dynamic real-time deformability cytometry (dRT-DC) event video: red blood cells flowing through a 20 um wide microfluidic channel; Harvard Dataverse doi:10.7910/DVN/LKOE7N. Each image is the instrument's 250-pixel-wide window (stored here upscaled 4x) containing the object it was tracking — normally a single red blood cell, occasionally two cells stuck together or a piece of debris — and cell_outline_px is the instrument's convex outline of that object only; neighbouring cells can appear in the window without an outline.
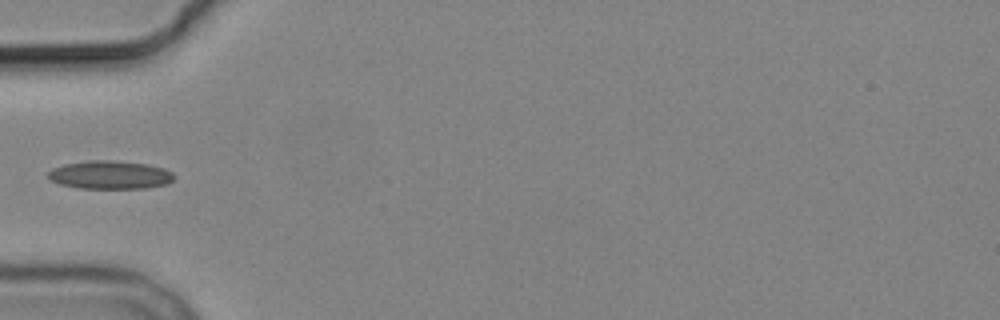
{"species": "common noctule bat (a hibernating species)", "species_latin": "Nyctalus noctula", "temperature_condition": "cold", "stored_images_in_passage": 4, "camera_frame_rate_fps": 3000, "um_per_image_px": 0.085, "animal": {"sex": "male", "body_mass_g": 19.2, "forearm_length_mm": 51.8}, "frame": {"image": 1, "passage_image": 3, "time_ms": 2.333, "image_size_px": [1000, 320], "cell_outline_px": [[176, 176], [168, 184], [144, 188], [76, 188], [60, 184], [52, 180], [48, 176], [48, 172], [52, 168], [64, 164], [88, 160], [116, 160], [148, 164], [164, 168], [172, 172]], "centroid_in_image_um": [9.37, 14.85], "position_along_channel_um": 75.6, "area_um2": 20.92}}
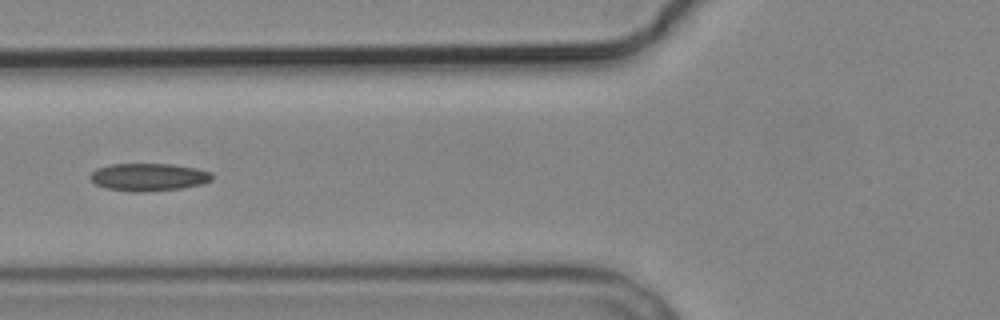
{"frame": {"image": 2, "passage_image": 4, "time_ms": 3.333, "image_size_px": [1000, 320], "cell_outline_px": [[212, 180], [200, 184], [184, 188], [108, 188], [96, 184], [88, 176], [96, 168], [108, 164], [172, 164], [196, 168], [212, 172]], "centroid_in_image_um": [12.66, 14.97], "position_along_channel_um": 113.1, "area_um2": 18.44}}